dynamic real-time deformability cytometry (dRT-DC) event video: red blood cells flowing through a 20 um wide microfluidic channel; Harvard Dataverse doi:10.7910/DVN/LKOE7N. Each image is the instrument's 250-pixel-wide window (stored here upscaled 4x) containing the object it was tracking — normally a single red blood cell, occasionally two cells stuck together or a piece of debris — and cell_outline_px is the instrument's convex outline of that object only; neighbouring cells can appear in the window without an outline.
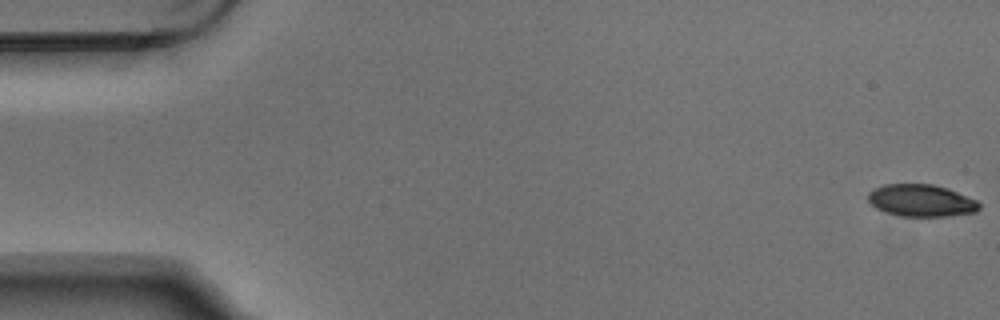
{"species": "Egyptian fruit bat (a non-hibernating species)", "species_latin": "Rousettus aegyptiacus", "temperature_condition": "warm", "stored_images_in_passage": 5, "camera_frame_rate_fps": 3000, "um_per_image_px": 0.085, "animal": {"sex": "male"}, "frame": {"image": 1, "passage_image": 1, "time_ms": 0.0, "image_size_px": [1000, 320], "cell_outline_px": [[980, 208], [976, 212], [948, 216], [900, 216], [884, 212], [876, 208], [868, 200], [868, 192], [884, 184], [932, 184], [948, 188], [976, 200], [980, 204]], "centroid_in_image_um": [78.3, 17.05], "position_along_channel_um": 6.7, "area_um2": 20.81}}
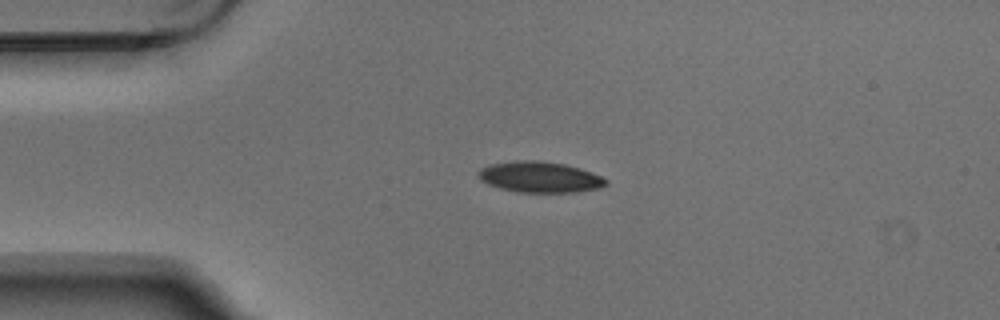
{"frame": {"image": 2, "passage_image": 4, "time_ms": 1.0, "image_size_px": [1000, 320], "cell_outline_px": [[608, 184], [604, 188], [576, 192], [516, 192], [500, 188], [488, 184], [480, 180], [480, 168], [492, 164], [516, 160], [536, 160], [564, 164], [580, 168], [600, 176], [608, 180]], "centroid_in_image_um": [45.93, 15.06], "position_along_channel_um": 39.1, "area_um2": 22.95}}